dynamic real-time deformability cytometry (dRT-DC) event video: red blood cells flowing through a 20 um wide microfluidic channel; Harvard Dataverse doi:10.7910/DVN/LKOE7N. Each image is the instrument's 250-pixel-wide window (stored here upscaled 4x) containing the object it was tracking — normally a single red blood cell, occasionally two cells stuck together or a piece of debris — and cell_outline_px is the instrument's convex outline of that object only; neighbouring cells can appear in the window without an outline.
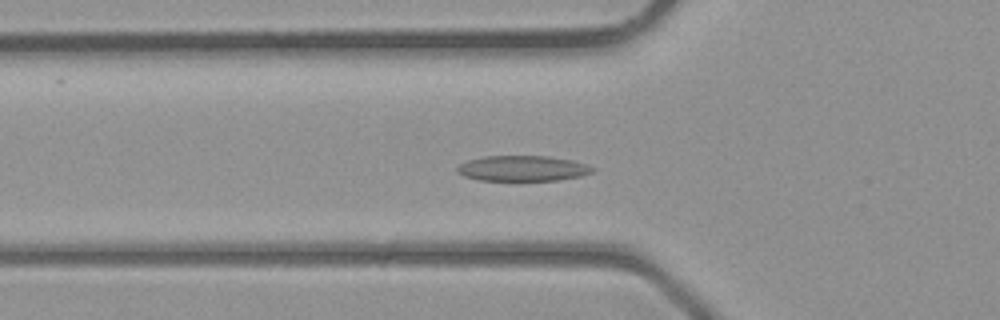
{"species": "common noctule bat (a hibernating species)", "species_latin": "Nyctalus noctula", "temperature_condition": "room temperature", "stored_images_in_passage": 40, "camera_frame_rate_fps": 3000, "um_per_image_px": 0.085, "animal": {"sex": "male", "body_mass_g": 23.1, "forearm_length_mm": 52.7}, "frame": {"image": 1, "passage_image": 14, "time_ms": 4.333, "image_size_px": [1000, 320], "cell_outline_px": [[596, 168], [592, 172], [580, 176], [560, 180], [480, 180], [464, 176], [456, 172], [456, 168], [460, 164], [468, 160], [484, 156], [548, 156], [572, 160]], "centroid_in_image_um": [44.41, 14.31], "position_along_channel_um": 81.4, "area_um2": 20.0}}
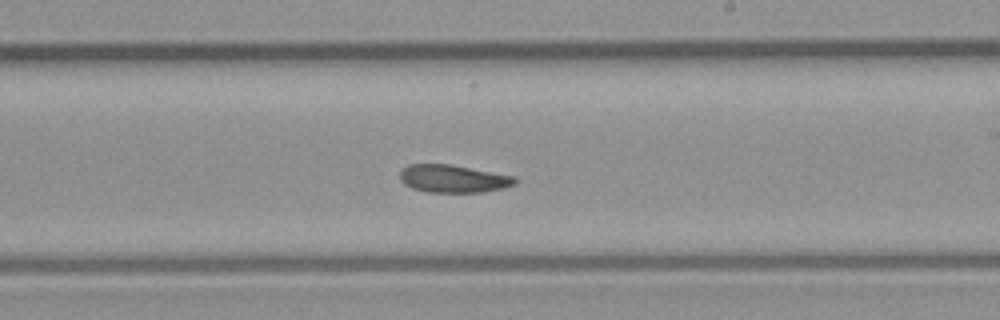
{"frame": {"image": 2, "passage_image": 24, "time_ms": 7.667, "image_size_px": [1000, 320], "cell_outline_px": [[516, 184], [504, 188], [480, 192], [428, 192], [412, 188], [404, 184], [400, 180], [400, 168], [408, 164], [452, 164], [516, 176]], "centroid_in_image_um": [38.51, 15.17], "position_along_channel_um": 250.5, "area_um2": 18.84}}
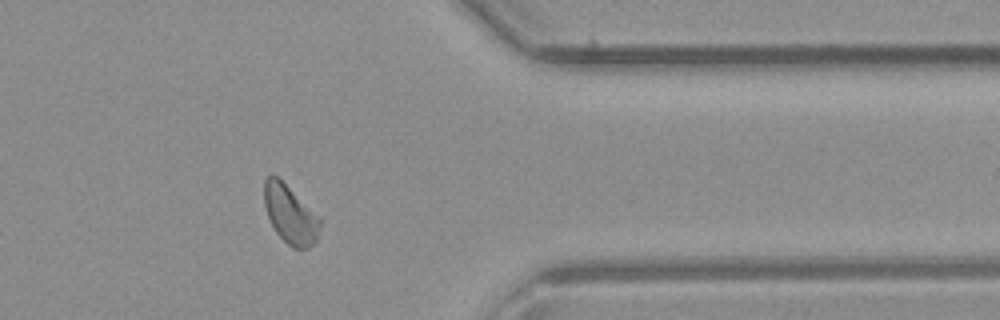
{"frame": {"image": 3, "passage_image": 33, "time_ms": 10.667, "image_size_px": [1000, 320], "cell_outline_px": [[320, 228], [316, 240], [308, 248], [292, 248], [276, 232], [268, 216], [264, 204], [264, 180], [268, 176], [276, 176], [320, 216]], "centroid_in_image_um": [24.67, 18.24], "position_along_channel_um": 386.7, "area_um2": 18.67}}